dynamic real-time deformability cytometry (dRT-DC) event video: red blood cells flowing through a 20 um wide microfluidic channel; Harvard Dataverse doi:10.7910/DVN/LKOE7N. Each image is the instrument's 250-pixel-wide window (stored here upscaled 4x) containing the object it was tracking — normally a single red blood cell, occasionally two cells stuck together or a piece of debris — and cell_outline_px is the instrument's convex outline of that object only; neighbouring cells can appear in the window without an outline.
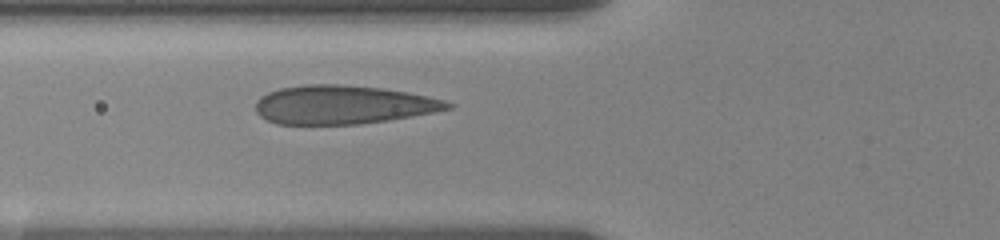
{"species": "human", "species_latin": "Homo sapiens", "temperature_condition": "room temperature", "stored_images_in_passage": 2, "camera_frame_rate_fps": 3000, "um_per_image_px": 0.085, "donor": {"sex": "female"}, "frame": {"image": 1, "passage_image": 2, "time_ms": 0.667, "image_size_px": [1000, 240], "cell_outline_px": [[456, 104], [452, 108], [412, 116], [388, 120], [356, 124], [276, 124], [260, 116], [256, 112], [256, 100], [260, 96], [268, 92], [280, 88], [308, 84], [340, 84], [380, 88], [408, 92], [428, 96], [444, 100]], "centroid_in_image_um": [29.14, 8.9], "position_along_channel_um": 96.7, "area_um2": 43.23}}